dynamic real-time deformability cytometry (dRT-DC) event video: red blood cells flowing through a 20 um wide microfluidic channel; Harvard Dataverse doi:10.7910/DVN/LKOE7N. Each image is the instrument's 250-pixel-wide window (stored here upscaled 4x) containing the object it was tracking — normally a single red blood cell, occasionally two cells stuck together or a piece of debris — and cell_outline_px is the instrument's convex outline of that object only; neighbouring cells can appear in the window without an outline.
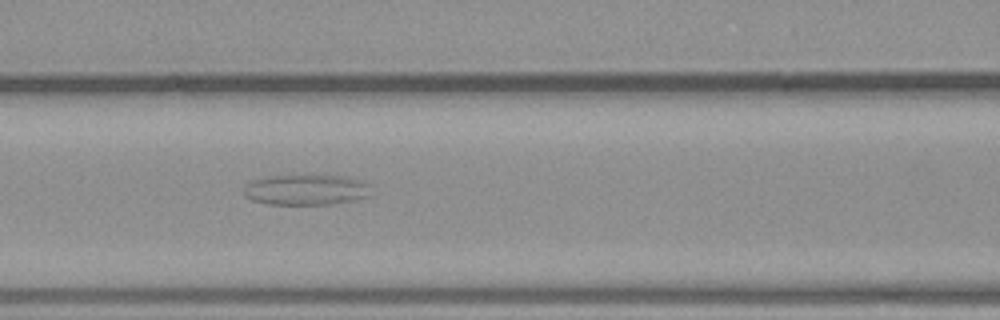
{"species": "common noctule bat (a hibernating species)", "species_latin": "Nyctalus noctula", "temperature_condition": "warm", "stored_images_in_passage": 35, "camera_frame_rate_fps": 3000, "um_per_image_px": 0.085, "animal": {"sex": "male", "body_mass_g": 23.1, "forearm_length_mm": 52.7}, "frame": {"image": 1, "passage_image": 9, "time_ms": 2.667, "image_size_px": [1000, 320], "cell_outline_px": [[368, 184], [364, 196], [352, 200], [328, 204], [268, 204], [252, 200], [244, 196], [244, 184], [248, 180], [268, 176], [336, 172], [364, 180]], "centroid_in_image_um": [25.96, 16.05], "position_along_channel_um": 140.6, "area_um2": 23.58}}
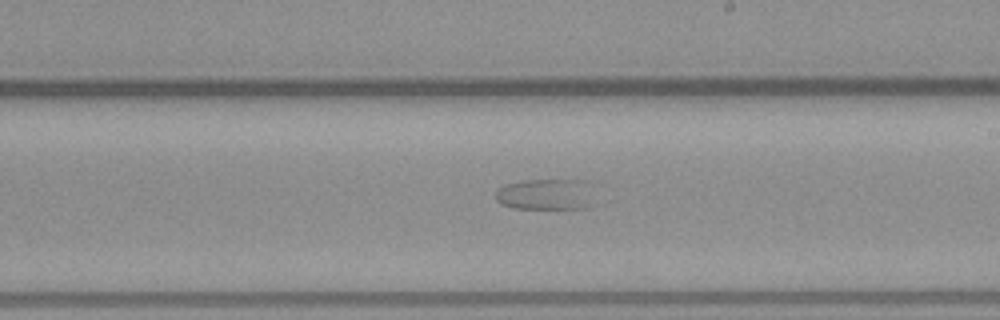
{"frame": {"image": 2, "passage_image": 16, "time_ms": 5.0, "image_size_px": [1000, 320], "cell_outline_px": [[596, 204], [588, 208], [512, 208], [500, 204], [496, 200], [496, 192], [504, 184], [520, 180], [584, 180]], "centroid_in_image_um": [46.37, 16.53], "position_along_channel_um": 242.6, "area_um2": 18.03}}
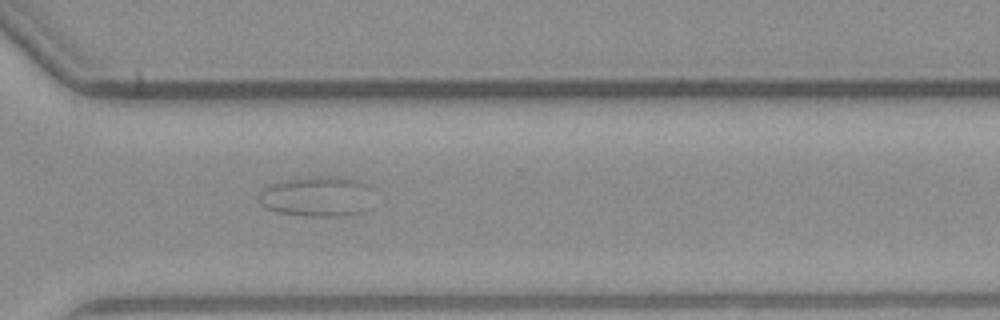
{"frame": {"image": 3, "passage_image": 23, "time_ms": 7.333, "image_size_px": [1000, 320], "cell_outline_px": [[368, 208], [364, 212], [352, 216], [304, 216], [276, 212], [260, 204], [260, 192], [268, 184], [288, 180], [312, 176], [332, 176], [352, 180], [368, 184]], "centroid_in_image_um": [26.91, 16.72], "position_along_channel_um": 343.7, "area_um2": 26.65}}